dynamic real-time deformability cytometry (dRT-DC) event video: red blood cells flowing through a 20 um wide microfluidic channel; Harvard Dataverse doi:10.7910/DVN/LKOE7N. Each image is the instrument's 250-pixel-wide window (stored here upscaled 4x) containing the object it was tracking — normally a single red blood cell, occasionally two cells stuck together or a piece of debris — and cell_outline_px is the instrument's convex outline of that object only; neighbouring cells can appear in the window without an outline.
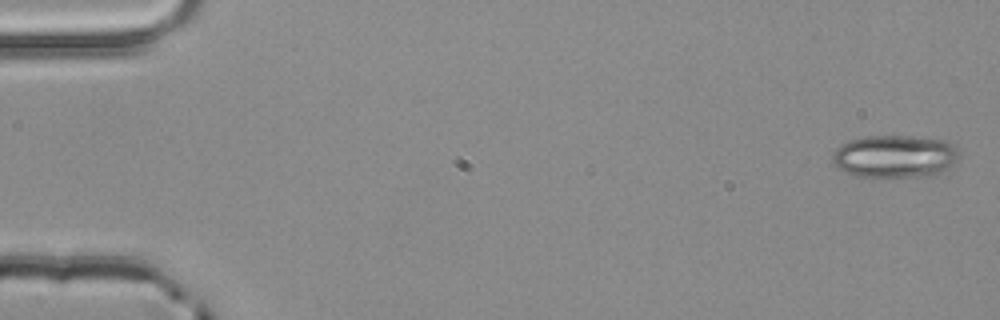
{"species": "common noctule bat (a hibernating species)", "species_latin": "Nyctalus noctula", "temperature_condition": "room temperature", "stored_images_in_passage": 4, "camera_frame_rate_fps": 3000, "um_per_image_px": 0.085, "animal": {"sex": "male", "body_mass_g": 20.4}, "frame": {"image": 1, "passage_image": 1, "time_ms": 0.0, "image_size_px": [1000, 320], "cell_outline_px": [[960, 156], [944, 172], [936, 176], [856, 176], [840, 168], [832, 160], [832, 156], [836, 148], [848, 140], [868, 136], [908, 136], [948, 140], [956, 148]], "centroid_in_image_um": [76.11, 13.28], "position_along_channel_um": 8.9, "area_um2": 31.39}}